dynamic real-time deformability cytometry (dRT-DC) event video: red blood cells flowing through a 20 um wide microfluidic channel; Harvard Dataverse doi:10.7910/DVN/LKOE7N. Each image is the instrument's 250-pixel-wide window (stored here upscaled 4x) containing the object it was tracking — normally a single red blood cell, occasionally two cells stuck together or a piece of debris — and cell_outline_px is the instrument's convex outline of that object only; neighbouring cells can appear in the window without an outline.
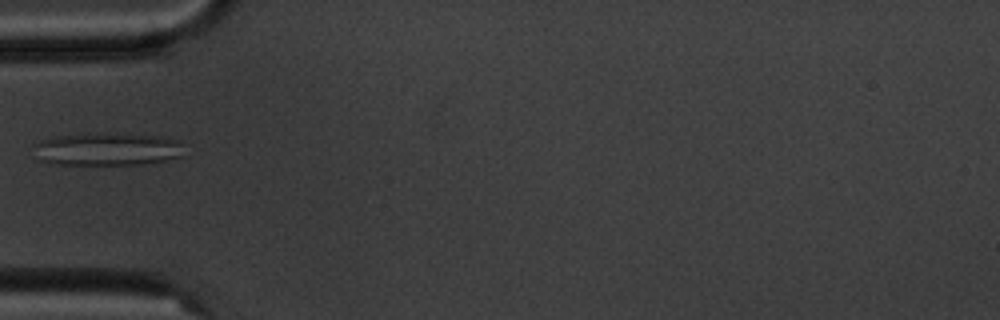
{"species": "common noctule bat (a hibernating species)", "species_latin": "Nyctalus noctula", "temperature_condition": "cold", "stored_images_in_passage": 3, "camera_frame_rate_fps": 3000, "um_per_image_px": 0.085, "animal": {"sex": "male", "body_mass_g": 20.1, "forearm_length_mm": 53.5}, "frame": {"image": 1, "passage_image": 3, "time_ms": 2.333, "image_size_px": [1000, 320], "cell_outline_px": [[180, 156], [168, 160], [144, 164], [52, 164], [36, 160], [32, 144], [40, 140], [52, 136], [88, 132], [160, 136], [180, 140]], "centroid_in_image_um": [8.99, 12.66], "position_along_channel_um": 76.0, "area_um2": 29.25}}